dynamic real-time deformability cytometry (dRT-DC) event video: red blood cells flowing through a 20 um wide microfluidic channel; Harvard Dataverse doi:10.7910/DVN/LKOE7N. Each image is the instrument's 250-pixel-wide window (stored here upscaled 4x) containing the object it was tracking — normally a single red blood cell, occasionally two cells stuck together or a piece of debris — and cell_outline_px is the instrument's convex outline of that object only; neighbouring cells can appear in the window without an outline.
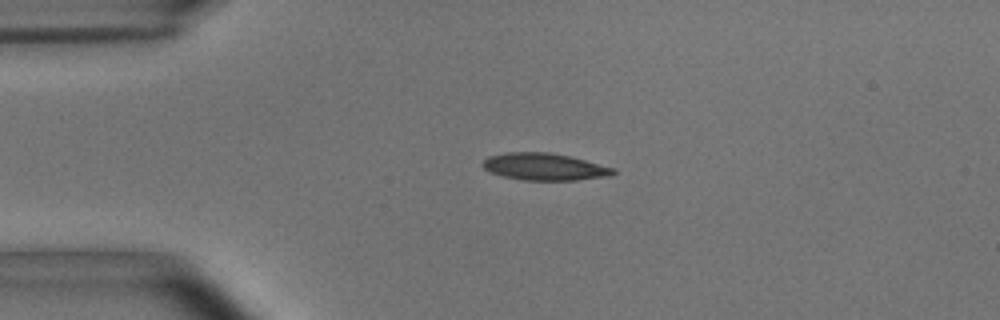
{"species": "common noctule bat (a hibernating species)", "species_latin": "Nyctalus noctula", "temperature_condition": "room temperature", "stored_images_in_passage": 42, "camera_frame_rate_fps": 3000, "um_per_image_px": 0.085, "animal": {"sex": "male", "body_mass_g": 15.6}, "frame": {"image": 1, "passage_image": 1, "time_ms": 0.0, "image_size_px": [1000, 320], "cell_outline_px": [[616, 172], [608, 176], [576, 180], [524, 180], [504, 176], [492, 172], [484, 168], [480, 164], [488, 156], [508, 152], [548, 152], [572, 156], [616, 168]], "centroid_in_image_um": [46.3, 14.16], "position_along_channel_um": 38.7, "area_um2": 20.63}}
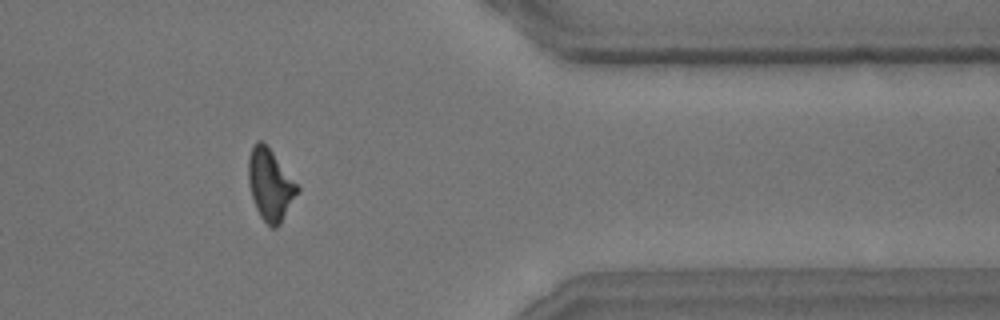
{"frame": {"image": 2, "passage_image": 33, "time_ms": 10.667, "image_size_px": [1000, 320], "cell_outline_px": [[300, 192], [280, 224], [276, 228], [272, 228], [260, 216], [256, 208], [248, 184], [248, 160], [252, 148], [256, 140], [260, 140], [272, 152], [300, 188]], "centroid_in_image_um": [22.98, 15.74], "position_along_channel_um": 388.4, "area_um2": 20.17}}
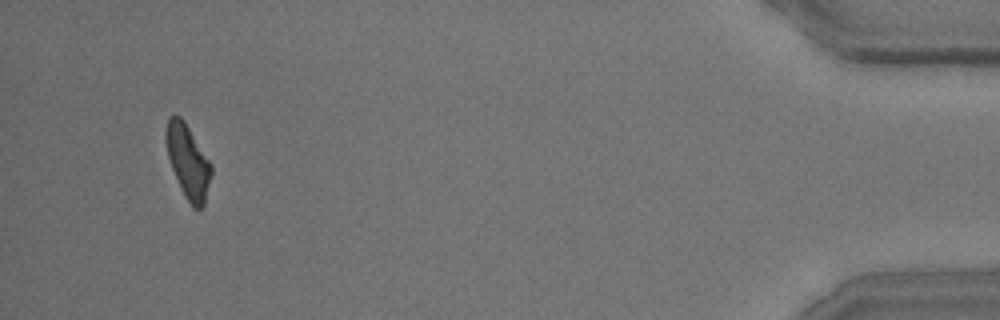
{"frame": {"image": 3, "passage_image": 40, "time_ms": 13.0, "image_size_px": [1000, 320], "cell_outline_px": [[212, 172], [204, 204], [200, 208], [192, 208], [184, 196], [172, 168], [168, 156], [164, 140], [164, 132], [168, 116], [180, 116], [184, 120], [212, 164]], "centroid_in_image_um": [15.96, 13.7], "position_along_channel_um": 419.2, "area_um2": 19.48}, "authors_computed_cell_mechanics": {"area_um2": 20.2011, "velocity_mm_per_s": 3.7065, "shape_relaxation_time_tau1_ms": 4.0607, "shape_relaxation_time_tau2_ms": 1.8609, "deformation_change_tau1": 0.1568, "deformation_change_tau2": 0.1023}}